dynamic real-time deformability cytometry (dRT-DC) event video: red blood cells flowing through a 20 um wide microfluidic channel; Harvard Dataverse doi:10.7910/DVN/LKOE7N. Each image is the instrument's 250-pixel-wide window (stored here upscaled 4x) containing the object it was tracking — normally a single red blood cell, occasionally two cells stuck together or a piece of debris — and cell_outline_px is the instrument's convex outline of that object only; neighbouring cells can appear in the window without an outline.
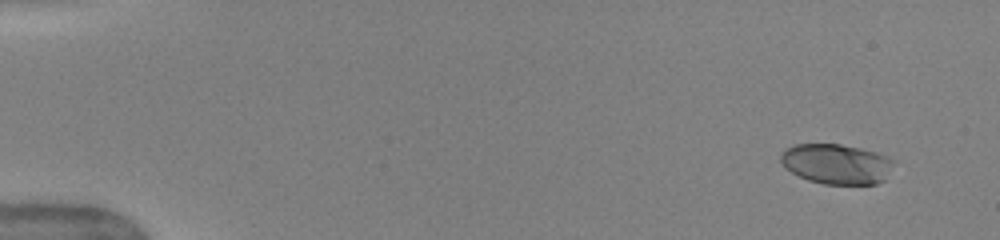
{"species": "human", "species_latin": "Homo sapiens", "temperature_condition": "warm", "stored_images_in_passage": 28, "camera_frame_rate_fps": 3000, "um_per_image_px": 0.085, "donor": {"sex": "female"}, "frame": {"image": 1, "passage_image": 1, "time_ms": 0.0, "image_size_px": [1000, 240], "cell_outline_px": [[896, 160], [884, 180], [876, 184], [824, 184], [808, 180], [792, 172], [780, 160], [780, 152], [784, 148], [796, 144], [840, 144], [860, 148], [876, 152], [888, 156]], "centroid_in_image_um": [71.12, 13.92], "position_along_channel_um": 13.9, "area_um2": 26.47}}
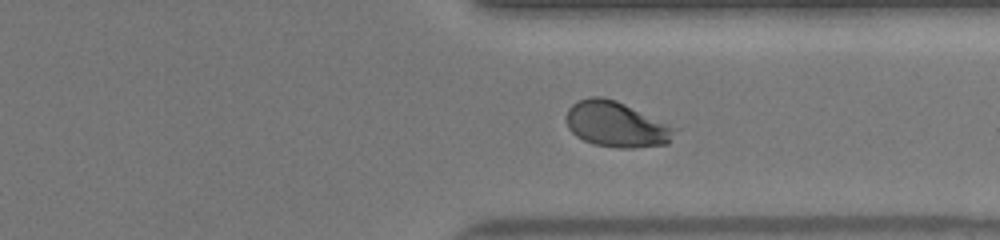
{"frame": {"image": 2, "passage_image": 19, "time_ms": 12.0, "image_size_px": [1000, 240], "cell_outline_px": [[680, 128], [668, 144], [636, 148], [616, 148], [592, 144], [576, 136], [568, 128], [564, 120], [564, 116], [568, 108], [572, 104], [580, 100], [592, 96], [604, 96], [616, 100]], "centroid_in_image_um": [52.4, 10.58], "position_along_channel_um": 359.0, "area_um2": 29.42}}
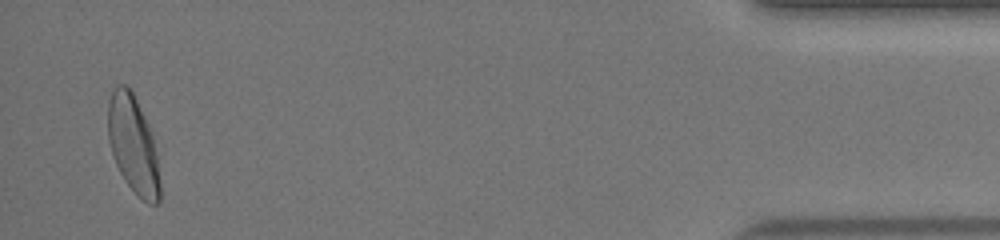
{"frame": {"image": 3, "passage_image": 27, "time_ms": 15.333, "image_size_px": [1000, 240], "cell_outline_px": [[160, 200], [156, 204], [148, 204], [136, 196], [120, 172], [116, 164], [108, 140], [108, 100], [116, 84], [124, 84], [132, 92], [148, 124], [152, 136], [156, 156], [160, 184]], "centroid_in_image_um": [11.31, 12.32], "position_along_channel_um": 423.9, "area_um2": 29.25}, "authors_computed_cell_mechanics": {"area_um2": 28.2642, "velocity_mm_per_s": 4.0538, "shape_relaxation_time_tau1_ms": 3.8257, "shape_relaxation_time_tau2_ms": null, "deformation_change_tau1": 0.1629, "deformation_change_tau2": null}}